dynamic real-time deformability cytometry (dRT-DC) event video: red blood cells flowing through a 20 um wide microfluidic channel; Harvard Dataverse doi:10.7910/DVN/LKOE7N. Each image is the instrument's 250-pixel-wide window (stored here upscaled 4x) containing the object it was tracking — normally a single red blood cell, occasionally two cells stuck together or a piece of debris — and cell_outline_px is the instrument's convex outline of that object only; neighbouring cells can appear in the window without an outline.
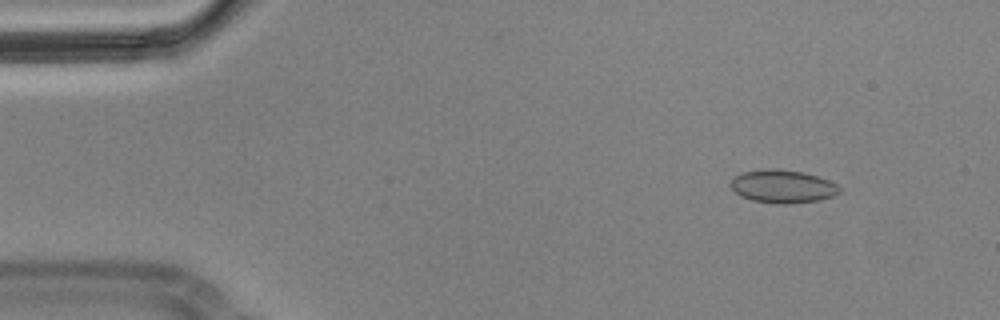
{"species": "Egyptian fruit bat (a non-hibernating species)", "species_latin": "Rousettus aegyptiacus", "temperature_condition": "cold", "stored_images_in_passage": 5, "camera_frame_rate_fps": 3000, "um_per_image_px": 0.085, "animal": {"sex": "male"}, "frame": {"image": 1, "passage_image": 1, "time_ms": 0.0, "image_size_px": [1000, 320], "cell_outline_px": [[840, 192], [832, 196], [820, 200], [788, 204], [784, 204], [752, 200], [736, 192], [728, 184], [736, 176], [744, 172], [768, 168], [776, 168], [804, 172], [828, 180], [836, 184], [840, 188]], "centroid_in_image_um": [66.54, 15.83], "position_along_channel_um": 18.5, "area_um2": 20.75}}
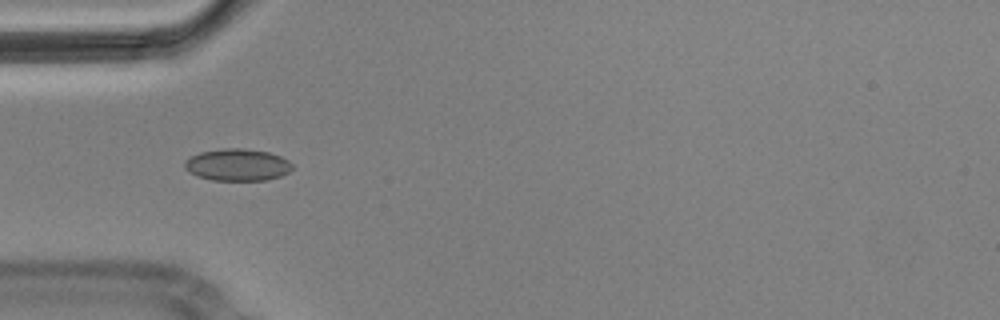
{"frame": {"image": 2, "passage_image": 4, "time_ms": 1.0, "image_size_px": [1000, 320], "cell_outline_px": [[292, 168], [288, 172], [280, 176], [268, 180], [212, 180], [196, 176], [188, 172], [184, 168], [184, 160], [200, 152], [224, 148], [240, 148], [268, 152], [280, 156], [288, 160], [292, 164]], "centroid_in_image_um": [20.15, 14.01], "position_along_channel_um": 64.9, "area_um2": 20.11}}